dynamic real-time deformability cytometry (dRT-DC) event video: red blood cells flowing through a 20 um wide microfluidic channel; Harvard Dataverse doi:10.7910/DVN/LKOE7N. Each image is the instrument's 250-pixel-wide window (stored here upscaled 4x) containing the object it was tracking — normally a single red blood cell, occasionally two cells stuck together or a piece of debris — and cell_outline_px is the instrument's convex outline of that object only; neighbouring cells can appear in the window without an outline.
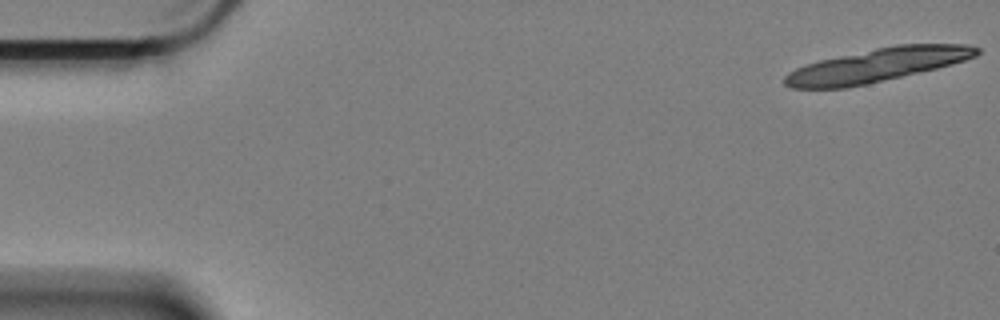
{"species": "Egyptian fruit bat (a non-hibernating species)", "species_latin": "Rousettus aegyptiacus", "temperature_condition": "cold", "stored_images_in_passage": 21, "camera_frame_rate_fps": 3000, "um_per_image_px": 0.085, "animal": {"sex": "female"}, "frame": {"image": 1, "passage_image": 1, "time_ms": 0.0, "image_size_px": [1000, 320], "cell_outline_px": [[980, 52], [976, 56], [952, 64], [936, 68], [864, 84], [844, 88], [792, 88], [784, 84], [784, 76], [788, 72], [804, 64], [820, 60], [876, 48], [896, 44], [968, 44], [980, 48]], "centroid_in_image_um": [74.55, 5.52], "position_along_channel_um": 10.5, "area_um2": 37.05}}
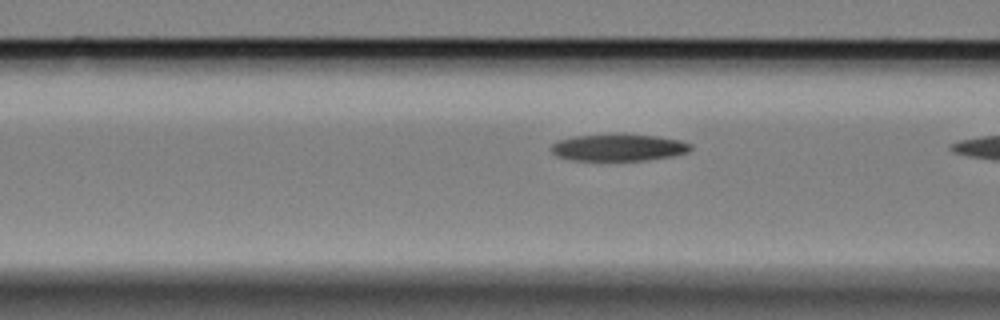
{"frame": {"image": 2, "passage_image": 20, "time_ms": 6.333, "image_size_px": [1000, 320], "cell_outline_px": [[692, 148], [688, 152], [676, 156], [648, 160], [572, 160], [556, 156], [548, 148], [552, 144], [560, 140], [576, 136], [616, 132], [624, 132], [656, 136], [680, 140], [692, 144]], "centroid_in_image_um": [52.6, 12.51], "position_along_channel_um": 114.0, "area_um2": 22.6}}